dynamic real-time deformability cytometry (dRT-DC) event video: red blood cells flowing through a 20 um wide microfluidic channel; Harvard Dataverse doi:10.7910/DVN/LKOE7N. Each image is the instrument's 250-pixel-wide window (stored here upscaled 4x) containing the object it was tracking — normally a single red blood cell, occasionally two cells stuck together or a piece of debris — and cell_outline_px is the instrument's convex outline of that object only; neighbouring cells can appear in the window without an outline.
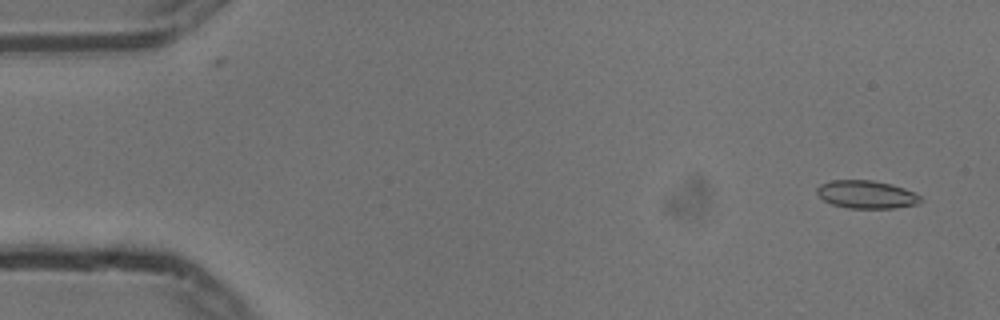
{"species": "common noctule bat (a hibernating species)", "species_latin": "Nyctalus noctula", "temperature_condition": "cold", "stored_images_in_passage": 10, "camera_frame_rate_fps": 3000, "um_per_image_px": 0.085, "animal": {"sex": "male", "body_mass_g": 13.3}, "frame": {"image": 1, "passage_image": 3, "time_ms": 0.667, "image_size_px": [1000, 320], "cell_outline_px": [[924, 200], [920, 204], [892, 208], [848, 208], [832, 204], [824, 200], [816, 192], [816, 188], [820, 184], [832, 180], [872, 180], [892, 184], [904, 188], [920, 196]], "centroid_in_image_um": [73.66, 16.53], "position_along_channel_um": 11.3, "area_um2": 16.94}}